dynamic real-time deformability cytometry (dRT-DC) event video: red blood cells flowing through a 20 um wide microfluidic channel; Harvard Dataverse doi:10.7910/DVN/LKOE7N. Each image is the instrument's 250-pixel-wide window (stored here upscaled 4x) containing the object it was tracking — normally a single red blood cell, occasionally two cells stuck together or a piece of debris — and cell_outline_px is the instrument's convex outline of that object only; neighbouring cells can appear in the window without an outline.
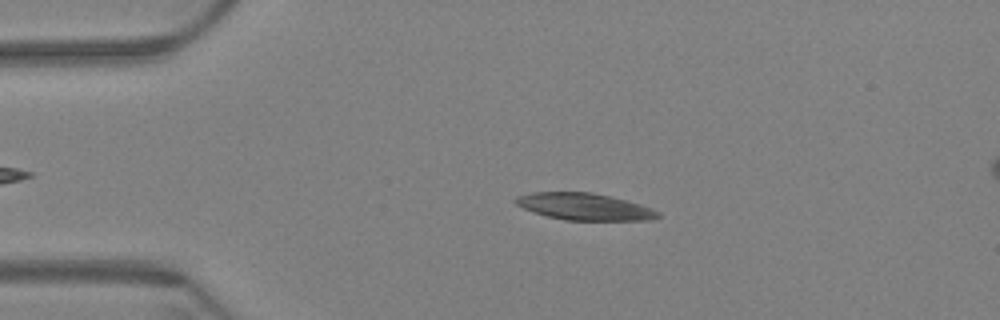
{"species": "Egyptian fruit bat (a non-hibernating species)", "species_latin": "Rousettus aegyptiacus", "temperature_condition": "warm", "stored_images_in_passage": 53, "camera_frame_rate_fps": 3000, "um_per_image_px": 0.085, "animal": {"sex": "female"}, "frame": {"image": 1, "passage_image": 12, "time_ms": 3.667, "image_size_px": [1000, 320], "cell_outline_px": [[660, 216], [648, 220], [564, 220], [532, 212], [516, 204], [512, 200], [516, 196], [532, 192], [592, 192], [640, 204], [652, 208], [660, 212]], "centroid_in_image_um": [49.64, 17.56], "position_along_channel_um": 35.4, "area_um2": 22.2}}
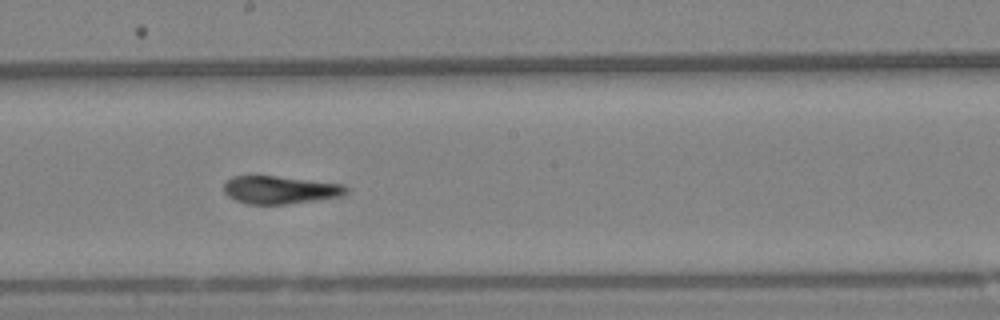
{"frame": {"image": 2, "passage_image": 33, "time_ms": 10.667, "image_size_px": [1000, 320], "cell_outline_px": [[348, 192], [340, 196], [288, 204], [248, 204], [236, 200], [228, 196], [224, 192], [224, 184], [232, 176], [276, 176], [344, 184], [348, 188]], "centroid_in_image_um": [23.8, 16.14], "position_along_channel_um": 224.4, "area_um2": 19.71}}
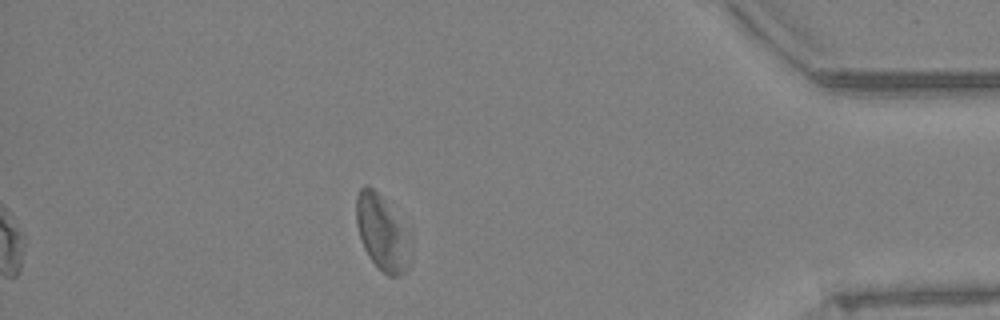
{"frame": {"image": 3, "passage_image": 53, "time_ms": 17.333, "image_size_px": [1000, 320], "cell_outline_px": [[412, 260], [408, 268], [400, 276], [388, 276], [368, 256], [360, 240], [356, 224], [356, 196], [360, 188], [364, 184], [372, 188], [380, 196], [400, 228], [404, 236]], "centroid_in_image_um": [32.38, 19.85], "position_along_channel_um": 402.8, "area_um2": 22.31}, "authors_computed_cell_mechanics": {"area_um2": 21.6172, "velocity_mm_per_s": 3.2814, "shape_relaxation_time_tau1_ms": 1.7107, "shape_relaxation_time_tau2_ms": 3.2738, "deformation_change_tau1": 0.0999, "deformation_change_tau2": 0.1221}}